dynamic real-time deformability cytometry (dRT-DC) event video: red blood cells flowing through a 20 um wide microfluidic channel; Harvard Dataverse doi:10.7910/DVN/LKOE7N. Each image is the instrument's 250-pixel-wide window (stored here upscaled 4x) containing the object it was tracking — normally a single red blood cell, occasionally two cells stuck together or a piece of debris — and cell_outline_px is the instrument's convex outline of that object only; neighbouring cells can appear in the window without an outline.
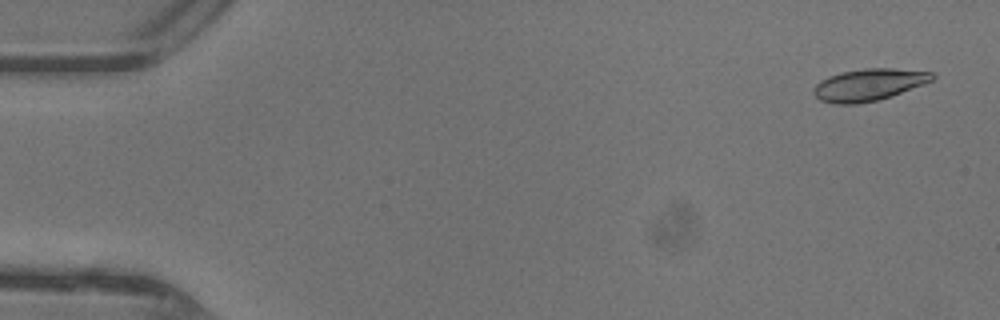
{"species": "common noctule bat (a hibernating species)", "species_latin": "Nyctalus noctula", "temperature_condition": "warm", "stored_images_in_passage": 47, "camera_frame_rate_fps": 3000, "um_per_image_px": 0.085, "animal": {"sex": "female"}, "frame": {"image": 1, "passage_image": 2, "time_ms": 0.333, "image_size_px": [1000, 320], "cell_outline_px": [[936, 76], [932, 80], [924, 84], [892, 96], [876, 100], [856, 104], [836, 104], [820, 100], [812, 92], [812, 88], [820, 80], [828, 76], [844, 72], [864, 68], [892, 68], [932, 72]], "centroid_in_image_um": [73.83, 7.2], "position_along_channel_um": 11.2, "area_um2": 22.08}}
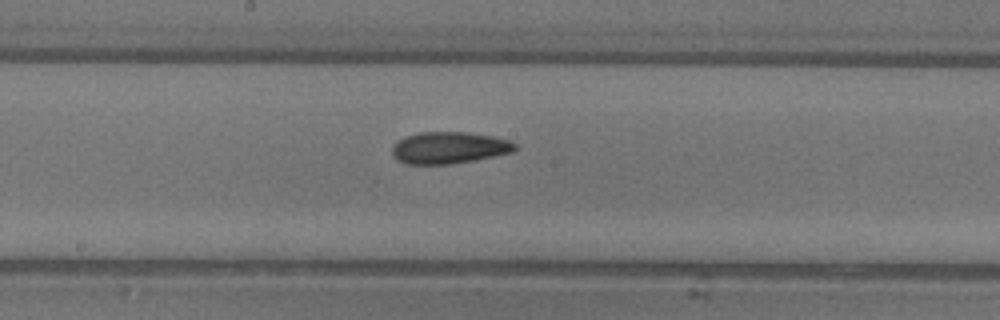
{"frame": {"image": 2, "passage_image": 25, "time_ms": 8.0, "image_size_px": [1000, 320], "cell_outline_px": [[516, 148], [512, 152], [472, 160], [448, 164], [408, 164], [396, 160], [392, 156], [392, 144], [404, 136], [420, 132], [464, 132], [492, 136], [512, 140], [516, 144]], "centroid_in_image_um": [38.12, 12.55], "position_along_channel_um": 210.1, "area_um2": 22.77}}
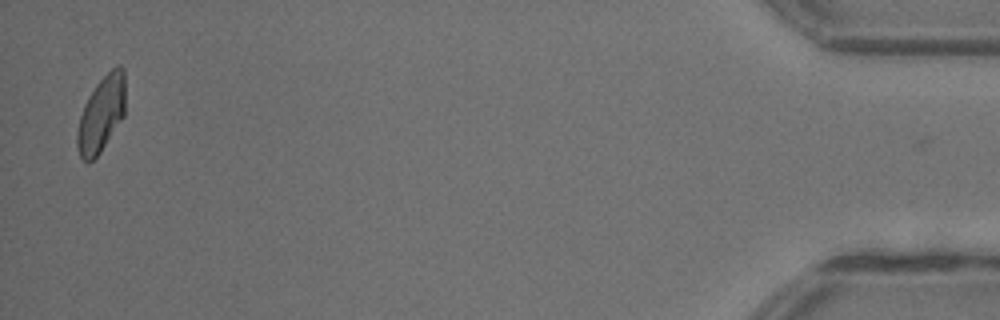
{"frame": {"image": 3, "passage_image": 46, "time_ms": 15.0, "image_size_px": [1000, 320], "cell_outline_px": [[124, 116], [100, 152], [88, 164], [80, 156], [76, 148], [76, 132], [80, 116], [84, 104], [88, 96], [96, 84], [116, 64], [120, 64], [124, 68]], "centroid_in_image_um": [8.59, 9.69], "position_along_channel_um": 426.6, "area_um2": 21.27}, "authors_computed_cell_mechanics": {"area_um2": 22.0796, "velocity_mm_per_s": 4.4206, "shape_relaxation_time_tau1_ms": 6.7707, "shape_relaxation_time_tau2_ms": 2.0708, "deformation_change_tau1": 0.1785, "deformation_change_tau2": 0.0755}}